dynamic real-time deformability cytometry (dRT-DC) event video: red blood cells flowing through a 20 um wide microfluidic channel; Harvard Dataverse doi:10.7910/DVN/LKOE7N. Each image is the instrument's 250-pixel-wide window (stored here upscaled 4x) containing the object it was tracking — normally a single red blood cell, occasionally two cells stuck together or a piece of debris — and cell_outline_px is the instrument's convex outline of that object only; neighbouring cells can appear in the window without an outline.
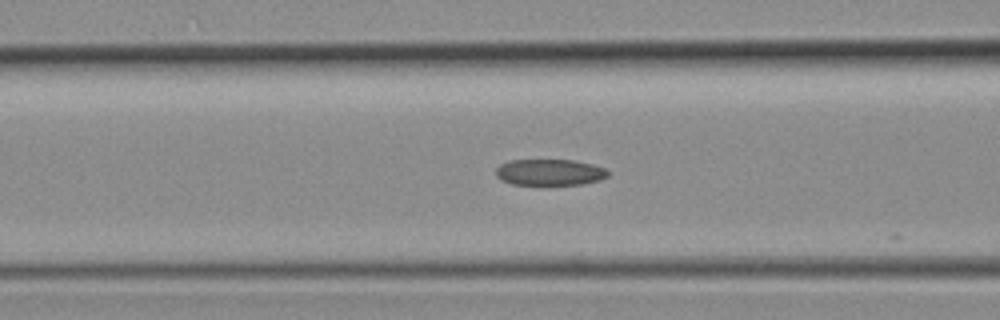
{"species": "common noctule bat (a hibernating species)", "species_latin": "Nyctalus noctula", "temperature_condition": "room temperature", "stored_images_in_passage": 16, "camera_frame_rate_fps": 3000, "um_per_image_px": 0.085, "animal": {"sex": "female", "body_mass_g": 19.3, "forearm_length_mm": 54.1}, "frame": {"image": 1, "passage_image": 13, "time_ms": 4.0, "image_size_px": [1000, 320], "cell_outline_px": [[608, 176], [600, 180], [580, 184], [512, 184], [500, 180], [496, 176], [496, 168], [500, 164], [508, 160], [576, 160], [592, 164], [604, 168], [608, 172]], "centroid_in_image_um": [46.7, 14.63], "position_along_channel_um": 119.9, "area_um2": 17.11}}